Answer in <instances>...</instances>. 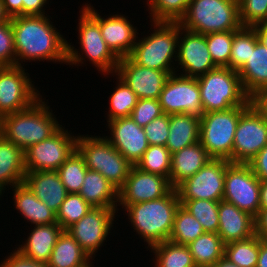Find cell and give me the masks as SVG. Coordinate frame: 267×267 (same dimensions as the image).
<instances>
[{
	"instance_id": "obj_1",
	"label": "cell",
	"mask_w": 267,
	"mask_h": 267,
	"mask_svg": "<svg viewBox=\"0 0 267 267\" xmlns=\"http://www.w3.org/2000/svg\"><path fill=\"white\" fill-rule=\"evenodd\" d=\"M49 17L22 15L10 18L14 34L16 66H24L23 62L26 60L67 63L68 41L53 26Z\"/></svg>"
},
{
	"instance_id": "obj_2",
	"label": "cell",
	"mask_w": 267,
	"mask_h": 267,
	"mask_svg": "<svg viewBox=\"0 0 267 267\" xmlns=\"http://www.w3.org/2000/svg\"><path fill=\"white\" fill-rule=\"evenodd\" d=\"M42 96L31 106L0 119V135L25 151L50 138L62 125Z\"/></svg>"
},
{
	"instance_id": "obj_3",
	"label": "cell",
	"mask_w": 267,
	"mask_h": 267,
	"mask_svg": "<svg viewBox=\"0 0 267 267\" xmlns=\"http://www.w3.org/2000/svg\"><path fill=\"white\" fill-rule=\"evenodd\" d=\"M179 195L173 189L162 198L127 205L124 210L131 222L132 228L141 239L148 244V248L169 240L174 216L180 206Z\"/></svg>"
},
{
	"instance_id": "obj_4",
	"label": "cell",
	"mask_w": 267,
	"mask_h": 267,
	"mask_svg": "<svg viewBox=\"0 0 267 267\" xmlns=\"http://www.w3.org/2000/svg\"><path fill=\"white\" fill-rule=\"evenodd\" d=\"M79 12L81 15L78 19L77 31L81 51H77L71 43L67 42V64L71 66L78 64L77 66H80L79 64H84L82 60L88 58L89 62L91 61L90 63L103 73L102 75L115 74L119 59L107 47L102 37L99 26V12L88 3L83 5Z\"/></svg>"
},
{
	"instance_id": "obj_5",
	"label": "cell",
	"mask_w": 267,
	"mask_h": 267,
	"mask_svg": "<svg viewBox=\"0 0 267 267\" xmlns=\"http://www.w3.org/2000/svg\"><path fill=\"white\" fill-rule=\"evenodd\" d=\"M153 32L138 39L129 57L138 65L166 71L169 75L176 73L179 40V22L150 21ZM175 62H173L174 60ZM173 64V65H172Z\"/></svg>"
},
{
	"instance_id": "obj_6",
	"label": "cell",
	"mask_w": 267,
	"mask_h": 267,
	"mask_svg": "<svg viewBox=\"0 0 267 267\" xmlns=\"http://www.w3.org/2000/svg\"><path fill=\"white\" fill-rule=\"evenodd\" d=\"M179 24L185 30L203 35L236 31L242 27L238 0H191Z\"/></svg>"
},
{
	"instance_id": "obj_7",
	"label": "cell",
	"mask_w": 267,
	"mask_h": 267,
	"mask_svg": "<svg viewBox=\"0 0 267 267\" xmlns=\"http://www.w3.org/2000/svg\"><path fill=\"white\" fill-rule=\"evenodd\" d=\"M197 81L204 113L252 104L242 87L238 71L217 67L197 77Z\"/></svg>"
},
{
	"instance_id": "obj_8",
	"label": "cell",
	"mask_w": 267,
	"mask_h": 267,
	"mask_svg": "<svg viewBox=\"0 0 267 267\" xmlns=\"http://www.w3.org/2000/svg\"><path fill=\"white\" fill-rule=\"evenodd\" d=\"M78 135L76 150L89 170L102 174L118 190L124 185L132 164L104 136Z\"/></svg>"
},
{
	"instance_id": "obj_9",
	"label": "cell",
	"mask_w": 267,
	"mask_h": 267,
	"mask_svg": "<svg viewBox=\"0 0 267 267\" xmlns=\"http://www.w3.org/2000/svg\"><path fill=\"white\" fill-rule=\"evenodd\" d=\"M249 106L204 113L200 119L199 142L213 159H232L234 134L240 115Z\"/></svg>"
},
{
	"instance_id": "obj_10",
	"label": "cell",
	"mask_w": 267,
	"mask_h": 267,
	"mask_svg": "<svg viewBox=\"0 0 267 267\" xmlns=\"http://www.w3.org/2000/svg\"><path fill=\"white\" fill-rule=\"evenodd\" d=\"M236 205L254 218L261 209L260 180L249 164L231 163L226 160L223 199Z\"/></svg>"
},
{
	"instance_id": "obj_11",
	"label": "cell",
	"mask_w": 267,
	"mask_h": 267,
	"mask_svg": "<svg viewBox=\"0 0 267 267\" xmlns=\"http://www.w3.org/2000/svg\"><path fill=\"white\" fill-rule=\"evenodd\" d=\"M164 114H181L201 119L204 114L197 78L170 74L158 98Z\"/></svg>"
},
{
	"instance_id": "obj_12",
	"label": "cell",
	"mask_w": 267,
	"mask_h": 267,
	"mask_svg": "<svg viewBox=\"0 0 267 267\" xmlns=\"http://www.w3.org/2000/svg\"><path fill=\"white\" fill-rule=\"evenodd\" d=\"M77 136L64 127L24 151L26 172L56 171L76 150Z\"/></svg>"
},
{
	"instance_id": "obj_13",
	"label": "cell",
	"mask_w": 267,
	"mask_h": 267,
	"mask_svg": "<svg viewBox=\"0 0 267 267\" xmlns=\"http://www.w3.org/2000/svg\"><path fill=\"white\" fill-rule=\"evenodd\" d=\"M23 66L0 67V119L28 108L40 92Z\"/></svg>"
},
{
	"instance_id": "obj_14",
	"label": "cell",
	"mask_w": 267,
	"mask_h": 267,
	"mask_svg": "<svg viewBox=\"0 0 267 267\" xmlns=\"http://www.w3.org/2000/svg\"><path fill=\"white\" fill-rule=\"evenodd\" d=\"M266 144L267 120L251 104L240 115L230 162L248 164Z\"/></svg>"
},
{
	"instance_id": "obj_15",
	"label": "cell",
	"mask_w": 267,
	"mask_h": 267,
	"mask_svg": "<svg viewBox=\"0 0 267 267\" xmlns=\"http://www.w3.org/2000/svg\"><path fill=\"white\" fill-rule=\"evenodd\" d=\"M117 210L92 207L86 215L67 229L91 259L96 256L95 253L111 233Z\"/></svg>"
},
{
	"instance_id": "obj_16",
	"label": "cell",
	"mask_w": 267,
	"mask_h": 267,
	"mask_svg": "<svg viewBox=\"0 0 267 267\" xmlns=\"http://www.w3.org/2000/svg\"><path fill=\"white\" fill-rule=\"evenodd\" d=\"M226 159H212L177 188L179 199L221 201L224 195Z\"/></svg>"
},
{
	"instance_id": "obj_17",
	"label": "cell",
	"mask_w": 267,
	"mask_h": 267,
	"mask_svg": "<svg viewBox=\"0 0 267 267\" xmlns=\"http://www.w3.org/2000/svg\"><path fill=\"white\" fill-rule=\"evenodd\" d=\"M173 189L168 178L132 165L124 185L118 190V205L124 209L129 204L162 198Z\"/></svg>"
},
{
	"instance_id": "obj_18",
	"label": "cell",
	"mask_w": 267,
	"mask_h": 267,
	"mask_svg": "<svg viewBox=\"0 0 267 267\" xmlns=\"http://www.w3.org/2000/svg\"><path fill=\"white\" fill-rule=\"evenodd\" d=\"M176 69H182L180 75L197 78L217 66L208 51L206 35L185 30L179 24Z\"/></svg>"
},
{
	"instance_id": "obj_19",
	"label": "cell",
	"mask_w": 267,
	"mask_h": 267,
	"mask_svg": "<svg viewBox=\"0 0 267 267\" xmlns=\"http://www.w3.org/2000/svg\"><path fill=\"white\" fill-rule=\"evenodd\" d=\"M116 75L135 92L138 99H158L169 77L166 71L140 66L130 57L119 59Z\"/></svg>"
},
{
	"instance_id": "obj_20",
	"label": "cell",
	"mask_w": 267,
	"mask_h": 267,
	"mask_svg": "<svg viewBox=\"0 0 267 267\" xmlns=\"http://www.w3.org/2000/svg\"><path fill=\"white\" fill-rule=\"evenodd\" d=\"M110 135L106 138L132 165H136L148 149L143 127L130 116L116 118L107 122Z\"/></svg>"
},
{
	"instance_id": "obj_21",
	"label": "cell",
	"mask_w": 267,
	"mask_h": 267,
	"mask_svg": "<svg viewBox=\"0 0 267 267\" xmlns=\"http://www.w3.org/2000/svg\"><path fill=\"white\" fill-rule=\"evenodd\" d=\"M99 26L111 52L118 59L129 57L139 34L137 27L124 14L109 15L106 18L99 15Z\"/></svg>"
},
{
	"instance_id": "obj_22",
	"label": "cell",
	"mask_w": 267,
	"mask_h": 267,
	"mask_svg": "<svg viewBox=\"0 0 267 267\" xmlns=\"http://www.w3.org/2000/svg\"><path fill=\"white\" fill-rule=\"evenodd\" d=\"M218 212L219 228L217 234L225 245L255 235L254 217L249 213L224 200L219 201Z\"/></svg>"
},
{
	"instance_id": "obj_23",
	"label": "cell",
	"mask_w": 267,
	"mask_h": 267,
	"mask_svg": "<svg viewBox=\"0 0 267 267\" xmlns=\"http://www.w3.org/2000/svg\"><path fill=\"white\" fill-rule=\"evenodd\" d=\"M23 183L55 213L68 194L57 171L26 172Z\"/></svg>"
},
{
	"instance_id": "obj_24",
	"label": "cell",
	"mask_w": 267,
	"mask_h": 267,
	"mask_svg": "<svg viewBox=\"0 0 267 267\" xmlns=\"http://www.w3.org/2000/svg\"><path fill=\"white\" fill-rule=\"evenodd\" d=\"M212 159L199 141L173 153L169 176L171 186L176 189Z\"/></svg>"
},
{
	"instance_id": "obj_25",
	"label": "cell",
	"mask_w": 267,
	"mask_h": 267,
	"mask_svg": "<svg viewBox=\"0 0 267 267\" xmlns=\"http://www.w3.org/2000/svg\"><path fill=\"white\" fill-rule=\"evenodd\" d=\"M33 227L30 230L31 233H28L25 243L18 245L17 249L35 261L48 263L52 250L63 229L58 223Z\"/></svg>"
},
{
	"instance_id": "obj_26",
	"label": "cell",
	"mask_w": 267,
	"mask_h": 267,
	"mask_svg": "<svg viewBox=\"0 0 267 267\" xmlns=\"http://www.w3.org/2000/svg\"><path fill=\"white\" fill-rule=\"evenodd\" d=\"M25 173L24 151L0 135V193L8 186L22 184Z\"/></svg>"
},
{
	"instance_id": "obj_27",
	"label": "cell",
	"mask_w": 267,
	"mask_h": 267,
	"mask_svg": "<svg viewBox=\"0 0 267 267\" xmlns=\"http://www.w3.org/2000/svg\"><path fill=\"white\" fill-rule=\"evenodd\" d=\"M238 74L250 98L267 86V48L259 40L251 46V54Z\"/></svg>"
},
{
	"instance_id": "obj_28",
	"label": "cell",
	"mask_w": 267,
	"mask_h": 267,
	"mask_svg": "<svg viewBox=\"0 0 267 267\" xmlns=\"http://www.w3.org/2000/svg\"><path fill=\"white\" fill-rule=\"evenodd\" d=\"M12 190L15 208L27 222L34 226L57 223L56 213L38 199L24 183L12 187Z\"/></svg>"
},
{
	"instance_id": "obj_29",
	"label": "cell",
	"mask_w": 267,
	"mask_h": 267,
	"mask_svg": "<svg viewBox=\"0 0 267 267\" xmlns=\"http://www.w3.org/2000/svg\"><path fill=\"white\" fill-rule=\"evenodd\" d=\"M79 195L91 207L118 208V189L97 171L87 169Z\"/></svg>"
},
{
	"instance_id": "obj_30",
	"label": "cell",
	"mask_w": 267,
	"mask_h": 267,
	"mask_svg": "<svg viewBox=\"0 0 267 267\" xmlns=\"http://www.w3.org/2000/svg\"><path fill=\"white\" fill-rule=\"evenodd\" d=\"M169 134L166 147L171 154L199 141L200 119L185 113L169 115Z\"/></svg>"
},
{
	"instance_id": "obj_31",
	"label": "cell",
	"mask_w": 267,
	"mask_h": 267,
	"mask_svg": "<svg viewBox=\"0 0 267 267\" xmlns=\"http://www.w3.org/2000/svg\"><path fill=\"white\" fill-rule=\"evenodd\" d=\"M79 243L63 230L52 250L48 267H88L93 262Z\"/></svg>"
},
{
	"instance_id": "obj_32",
	"label": "cell",
	"mask_w": 267,
	"mask_h": 267,
	"mask_svg": "<svg viewBox=\"0 0 267 267\" xmlns=\"http://www.w3.org/2000/svg\"><path fill=\"white\" fill-rule=\"evenodd\" d=\"M196 267L214 265L224 257L225 244L217 233L205 232L187 245Z\"/></svg>"
},
{
	"instance_id": "obj_33",
	"label": "cell",
	"mask_w": 267,
	"mask_h": 267,
	"mask_svg": "<svg viewBox=\"0 0 267 267\" xmlns=\"http://www.w3.org/2000/svg\"><path fill=\"white\" fill-rule=\"evenodd\" d=\"M150 249L156 259L154 267H196L187 245L167 240Z\"/></svg>"
},
{
	"instance_id": "obj_34",
	"label": "cell",
	"mask_w": 267,
	"mask_h": 267,
	"mask_svg": "<svg viewBox=\"0 0 267 267\" xmlns=\"http://www.w3.org/2000/svg\"><path fill=\"white\" fill-rule=\"evenodd\" d=\"M204 233L199 221L180 204L174 216V225L169 241L188 245Z\"/></svg>"
},
{
	"instance_id": "obj_35",
	"label": "cell",
	"mask_w": 267,
	"mask_h": 267,
	"mask_svg": "<svg viewBox=\"0 0 267 267\" xmlns=\"http://www.w3.org/2000/svg\"><path fill=\"white\" fill-rule=\"evenodd\" d=\"M179 200L181 205L199 221L205 232L217 233L219 228V201L206 199Z\"/></svg>"
},
{
	"instance_id": "obj_36",
	"label": "cell",
	"mask_w": 267,
	"mask_h": 267,
	"mask_svg": "<svg viewBox=\"0 0 267 267\" xmlns=\"http://www.w3.org/2000/svg\"><path fill=\"white\" fill-rule=\"evenodd\" d=\"M255 27H241L233 31V43L229 60V68L239 71L251 54V46L258 41Z\"/></svg>"
},
{
	"instance_id": "obj_37",
	"label": "cell",
	"mask_w": 267,
	"mask_h": 267,
	"mask_svg": "<svg viewBox=\"0 0 267 267\" xmlns=\"http://www.w3.org/2000/svg\"><path fill=\"white\" fill-rule=\"evenodd\" d=\"M259 256V237H252L225 245L224 257L239 267H256Z\"/></svg>"
},
{
	"instance_id": "obj_38",
	"label": "cell",
	"mask_w": 267,
	"mask_h": 267,
	"mask_svg": "<svg viewBox=\"0 0 267 267\" xmlns=\"http://www.w3.org/2000/svg\"><path fill=\"white\" fill-rule=\"evenodd\" d=\"M87 166L80 153L75 150L72 155L56 170L67 193H78L82 188Z\"/></svg>"
},
{
	"instance_id": "obj_39",
	"label": "cell",
	"mask_w": 267,
	"mask_h": 267,
	"mask_svg": "<svg viewBox=\"0 0 267 267\" xmlns=\"http://www.w3.org/2000/svg\"><path fill=\"white\" fill-rule=\"evenodd\" d=\"M117 79L115 83L118 85L113 88L115 90L109 98L107 122L130 116L138 100L135 92L122 79L119 77Z\"/></svg>"
},
{
	"instance_id": "obj_40",
	"label": "cell",
	"mask_w": 267,
	"mask_h": 267,
	"mask_svg": "<svg viewBox=\"0 0 267 267\" xmlns=\"http://www.w3.org/2000/svg\"><path fill=\"white\" fill-rule=\"evenodd\" d=\"M172 154L166 146L149 145L135 165L139 169L169 179Z\"/></svg>"
},
{
	"instance_id": "obj_41",
	"label": "cell",
	"mask_w": 267,
	"mask_h": 267,
	"mask_svg": "<svg viewBox=\"0 0 267 267\" xmlns=\"http://www.w3.org/2000/svg\"><path fill=\"white\" fill-rule=\"evenodd\" d=\"M191 0H148L147 6L150 20L179 22L186 14Z\"/></svg>"
},
{
	"instance_id": "obj_42",
	"label": "cell",
	"mask_w": 267,
	"mask_h": 267,
	"mask_svg": "<svg viewBox=\"0 0 267 267\" xmlns=\"http://www.w3.org/2000/svg\"><path fill=\"white\" fill-rule=\"evenodd\" d=\"M91 208L78 193H68L56 213V221L63 230H67L86 215Z\"/></svg>"
},
{
	"instance_id": "obj_43",
	"label": "cell",
	"mask_w": 267,
	"mask_h": 267,
	"mask_svg": "<svg viewBox=\"0 0 267 267\" xmlns=\"http://www.w3.org/2000/svg\"><path fill=\"white\" fill-rule=\"evenodd\" d=\"M206 43L217 67H228L233 43V31L206 34Z\"/></svg>"
},
{
	"instance_id": "obj_44",
	"label": "cell",
	"mask_w": 267,
	"mask_h": 267,
	"mask_svg": "<svg viewBox=\"0 0 267 267\" xmlns=\"http://www.w3.org/2000/svg\"><path fill=\"white\" fill-rule=\"evenodd\" d=\"M238 3L243 27L267 24V0H238Z\"/></svg>"
},
{
	"instance_id": "obj_45",
	"label": "cell",
	"mask_w": 267,
	"mask_h": 267,
	"mask_svg": "<svg viewBox=\"0 0 267 267\" xmlns=\"http://www.w3.org/2000/svg\"><path fill=\"white\" fill-rule=\"evenodd\" d=\"M16 66L14 34L10 19L0 23V67Z\"/></svg>"
},
{
	"instance_id": "obj_46",
	"label": "cell",
	"mask_w": 267,
	"mask_h": 267,
	"mask_svg": "<svg viewBox=\"0 0 267 267\" xmlns=\"http://www.w3.org/2000/svg\"><path fill=\"white\" fill-rule=\"evenodd\" d=\"M162 114L164 113L158 99H138L130 117L144 127Z\"/></svg>"
},
{
	"instance_id": "obj_47",
	"label": "cell",
	"mask_w": 267,
	"mask_h": 267,
	"mask_svg": "<svg viewBox=\"0 0 267 267\" xmlns=\"http://www.w3.org/2000/svg\"><path fill=\"white\" fill-rule=\"evenodd\" d=\"M149 145L165 146L169 134V115L162 114L143 127Z\"/></svg>"
},
{
	"instance_id": "obj_48",
	"label": "cell",
	"mask_w": 267,
	"mask_h": 267,
	"mask_svg": "<svg viewBox=\"0 0 267 267\" xmlns=\"http://www.w3.org/2000/svg\"><path fill=\"white\" fill-rule=\"evenodd\" d=\"M0 267H48V264L35 261L15 248L13 253L1 262Z\"/></svg>"
},
{
	"instance_id": "obj_49",
	"label": "cell",
	"mask_w": 267,
	"mask_h": 267,
	"mask_svg": "<svg viewBox=\"0 0 267 267\" xmlns=\"http://www.w3.org/2000/svg\"><path fill=\"white\" fill-rule=\"evenodd\" d=\"M248 164L260 181H267V144Z\"/></svg>"
},
{
	"instance_id": "obj_50",
	"label": "cell",
	"mask_w": 267,
	"mask_h": 267,
	"mask_svg": "<svg viewBox=\"0 0 267 267\" xmlns=\"http://www.w3.org/2000/svg\"><path fill=\"white\" fill-rule=\"evenodd\" d=\"M23 15H45V5L49 4V0H22ZM48 2V3H47Z\"/></svg>"
},
{
	"instance_id": "obj_51",
	"label": "cell",
	"mask_w": 267,
	"mask_h": 267,
	"mask_svg": "<svg viewBox=\"0 0 267 267\" xmlns=\"http://www.w3.org/2000/svg\"><path fill=\"white\" fill-rule=\"evenodd\" d=\"M254 221L255 235L263 240H267V208H261Z\"/></svg>"
},
{
	"instance_id": "obj_52",
	"label": "cell",
	"mask_w": 267,
	"mask_h": 267,
	"mask_svg": "<svg viewBox=\"0 0 267 267\" xmlns=\"http://www.w3.org/2000/svg\"><path fill=\"white\" fill-rule=\"evenodd\" d=\"M251 102L267 120V86L252 96Z\"/></svg>"
},
{
	"instance_id": "obj_53",
	"label": "cell",
	"mask_w": 267,
	"mask_h": 267,
	"mask_svg": "<svg viewBox=\"0 0 267 267\" xmlns=\"http://www.w3.org/2000/svg\"><path fill=\"white\" fill-rule=\"evenodd\" d=\"M3 8L9 18L23 15L22 0H2Z\"/></svg>"
},
{
	"instance_id": "obj_54",
	"label": "cell",
	"mask_w": 267,
	"mask_h": 267,
	"mask_svg": "<svg viewBox=\"0 0 267 267\" xmlns=\"http://www.w3.org/2000/svg\"><path fill=\"white\" fill-rule=\"evenodd\" d=\"M256 267H267V240L259 237V256Z\"/></svg>"
},
{
	"instance_id": "obj_55",
	"label": "cell",
	"mask_w": 267,
	"mask_h": 267,
	"mask_svg": "<svg viewBox=\"0 0 267 267\" xmlns=\"http://www.w3.org/2000/svg\"><path fill=\"white\" fill-rule=\"evenodd\" d=\"M259 41L267 48V24L255 26Z\"/></svg>"
},
{
	"instance_id": "obj_56",
	"label": "cell",
	"mask_w": 267,
	"mask_h": 267,
	"mask_svg": "<svg viewBox=\"0 0 267 267\" xmlns=\"http://www.w3.org/2000/svg\"><path fill=\"white\" fill-rule=\"evenodd\" d=\"M260 206L267 208V181H260Z\"/></svg>"
},
{
	"instance_id": "obj_57",
	"label": "cell",
	"mask_w": 267,
	"mask_h": 267,
	"mask_svg": "<svg viewBox=\"0 0 267 267\" xmlns=\"http://www.w3.org/2000/svg\"><path fill=\"white\" fill-rule=\"evenodd\" d=\"M215 267H239L238 265L231 263L226 257L219 259L215 264Z\"/></svg>"
},
{
	"instance_id": "obj_58",
	"label": "cell",
	"mask_w": 267,
	"mask_h": 267,
	"mask_svg": "<svg viewBox=\"0 0 267 267\" xmlns=\"http://www.w3.org/2000/svg\"><path fill=\"white\" fill-rule=\"evenodd\" d=\"M9 19L4 11L2 0H0V23L7 22Z\"/></svg>"
},
{
	"instance_id": "obj_59",
	"label": "cell",
	"mask_w": 267,
	"mask_h": 267,
	"mask_svg": "<svg viewBox=\"0 0 267 267\" xmlns=\"http://www.w3.org/2000/svg\"><path fill=\"white\" fill-rule=\"evenodd\" d=\"M199 267H215L214 265H206V266H199Z\"/></svg>"
}]
</instances>
